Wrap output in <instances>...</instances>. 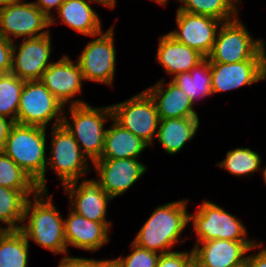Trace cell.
Segmentation results:
<instances>
[{
	"instance_id": "obj_31",
	"label": "cell",
	"mask_w": 266,
	"mask_h": 267,
	"mask_svg": "<svg viewBox=\"0 0 266 267\" xmlns=\"http://www.w3.org/2000/svg\"><path fill=\"white\" fill-rule=\"evenodd\" d=\"M25 81L11 72L0 75V115L16 123L20 96Z\"/></svg>"
},
{
	"instance_id": "obj_41",
	"label": "cell",
	"mask_w": 266,
	"mask_h": 267,
	"mask_svg": "<svg viewBox=\"0 0 266 267\" xmlns=\"http://www.w3.org/2000/svg\"><path fill=\"white\" fill-rule=\"evenodd\" d=\"M152 1H154L155 3H158L160 5L166 6V4L169 0H152ZM177 1L181 2V0H177Z\"/></svg>"
},
{
	"instance_id": "obj_5",
	"label": "cell",
	"mask_w": 266,
	"mask_h": 267,
	"mask_svg": "<svg viewBox=\"0 0 266 267\" xmlns=\"http://www.w3.org/2000/svg\"><path fill=\"white\" fill-rule=\"evenodd\" d=\"M206 58L210 63L266 60L265 43L262 39H253L237 17L220 25L212 51Z\"/></svg>"
},
{
	"instance_id": "obj_43",
	"label": "cell",
	"mask_w": 266,
	"mask_h": 267,
	"mask_svg": "<svg viewBox=\"0 0 266 267\" xmlns=\"http://www.w3.org/2000/svg\"><path fill=\"white\" fill-rule=\"evenodd\" d=\"M6 230V227L3 228L0 226V237L6 232Z\"/></svg>"
},
{
	"instance_id": "obj_35",
	"label": "cell",
	"mask_w": 266,
	"mask_h": 267,
	"mask_svg": "<svg viewBox=\"0 0 266 267\" xmlns=\"http://www.w3.org/2000/svg\"><path fill=\"white\" fill-rule=\"evenodd\" d=\"M13 43L0 35V75L11 72Z\"/></svg>"
},
{
	"instance_id": "obj_19",
	"label": "cell",
	"mask_w": 266,
	"mask_h": 267,
	"mask_svg": "<svg viewBox=\"0 0 266 267\" xmlns=\"http://www.w3.org/2000/svg\"><path fill=\"white\" fill-rule=\"evenodd\" d=\"M112 222H94L76 214L70 209L64 219L67 248L72 246L85 251L95 252L109 242V228Z\"/></svg>"
},
{
	"instance_id": "obj_34",
	"label": "cell",
	"mask_w": 266,
	"mask_h": 267,
	"mask_svg": "<svg viewBox=\"0 0 266 267\" xmlns=\"http://www.w3.org/2000/svg\"><path fill=\"white\" fill-rule=\"evenodd\" d=\"M109 262L110 260L106 259L97 260L91 258L66 256L62 258L58 267H105Z\"/></svg>"
},
{
	"instance_id": "obj_33",
	"label": "cell",
	"mask_w": 266,
	"mask_h": 267,
	"mask_svg": "<svg viewBox=\"0 0 266 267\" xmlns=\"http://www.w3.org/2000/svg\"><path fill=\"white\" fill-rule=\"evenodd\" d=\"M193 262V250L160 254L157 267H188Z\"/></svg>"
},
{
	"instance_id": "obj_8",
	"label": "cell",
	"mask_w": 266,
	"mask_h": 267,
	"mask_svg": "<svg viewBox=\"0 0 266 267\" xmlns=\"http://www.w3.org/2000/svg\"><path fill=\"white\" fill-rule=\"evenodd\" d=\"M189 222L197 235L195 243L213 239L256 241L247 238V229L241 220L211 201H202L197 212L189 214Z\"/></svg>"
},
{
	"instance_id": "obj_11",
	"label": "cell",
	"mask_w": 266,
	"mask_h": 267,
	"mask_svg": "<svg viewBox=\"0 0 266 267\" xmlns=\"http://www.w3.org/2000/svg\"><path fill=\"white\" fill-rule=\"evenodd\" d=\"M114 28L97 34L77 59L85 81H93L112 87L116 69ZM101 35V36H100Z\"/></svg>"
},
{
	"instance_id": "obj_40",
	"label": "cell",
	"mask_w": 266,
	"mask_h": 267,
	"mask_svg": "<svg viewBox=\"0 0 266 267\" xmlns=\"http://www.w3.org/2000/svg\"><path fill=\"white\" fill-rule=\"evenodd\" d=\"M17 1L18 0H0V9L4 8L5 6H8L9 4L17 2Z\"/></svg>"
},
{
	"instance_id": "obj_24",
	"label": "cell",
	"mask_w": 266,
	"mask_h": 267,
	"mask_svg": "<svg viewBox=\"0 0 266 267\" xmlns=\"http://www.w3.org/2000/svg\"><path fill=\"white\" fill-rule=\"evenodd\" d=\"M147 146L145 141L113 120L111 128L106 130L100 159H138Z\"/></svg>"
},
{
	"instance_id": "obj_44",
	"label": "cell",
	"mask_w": 266,
	"mask_h": 267,
	"mask_svg": "<svg viewBox=\"0 0 266 267\" xmlns=\"http://www.w3.org/2000/svg\"><path fill=\"white\" fill-rule=\"evenodd\" d=\"M261 171H263V177H264V181H265V183H266V167H264V169L263 170H261Z\"/></svg>"
},
{
	"instance_id": "obj_15",
	"label": "cell",
	"mask_w": 266,
	"mask_h": 267,
	"mask_svg": "<svg viewBox=\"0 0 266 267\" xmlns=\"http://www.w3.org/2000/svg\"><path fill=\"white\" fill-rule=\"evenodd\" d=\"M175 21L178 28L169 34L207 57L212 51L218 29L223 22L208 16L184 12L178 8Z\"/></svg>"
},
{
	"instance_id": "obj_22",
	"label": "cell",
	"mask_w": 266,
	"mask_h": 267,
	"mask_svg": "<svg viewBox=\"0 0 266 267\" xmlns=\"http://www.w3.org/2000/svg\"><path fill=\"white\" fill-rule=\"evenodd\" d=\"M57 15L61 23L79 34L96 37L103 30L99 15L87 0H65Z\"/></svg>"
},
{
	"instance_id": "obj_12",
	"label": "cell",
	"mask_w": 266,
	"mask_h": 267,
	"mask_svg": "<svg viewBox=\"0 0 266 267\" xmlns=\"http://www.w3.org/2000/svg\"><path fill=\"white\" fill-rule=\"evenodd\" d=\"M262 246L263 242L226 239L195 243L193 262L198 267H234L246 261V254L252 249Z\"/></svg>"
},
{
	"instance_id": "obj_10",
	"label": "cell",
	"mask_w": 266,
	"mask_h": 267,
	"mask_svg": "<svg viewBox=\"0 0 266 267\" xmlns=\"http://www.w3.org/2000/svg\"><path fill=\"white\" fill-rule=\"evenodd\" d=\"M24 2L18 0L0 9V35L12 43L16 38L28 39L50 33L47 29L51 26L50 19L33 2Z\"/></svg>"
},
{
	"instance_id": "obj_21",
	"label": "cell",
	"mask_w": 266,
	"mask_h": 267,
	"mask_svg": "<svg viewBox=\"0 0 266 267\" xmlns=\"http://www.w3.org/2000/svg\"><path fill=\"white\" fill-rule=\"evenodd\" d=\"M157 62L169 75L189 72L206 57L194 48L177 41L169 33L160 36L157 49Z\"/></svg>"
},
{
	"instance_id": "obj_2",
	"label": "cell",
	"mask_w": 266,
	"mask_h": 267,
	"mask_svg": "<svg viewBox=\"0 0 266 267\" xmlns=\"http://www.w3.org/2000/svg\"><path fill=\"white\" fill-rule=\"evenodd\" d=\"M187 201L182 199L158 205L132 242L159 254L172 252V247L185 242L179 238L189 223Z\"/></svg>"
},
{
	"instance_id": "obj_6",
	"label": "cell",
	"mask_w": 266,
	"mask_h": 267,
	"mask_svg": "<svg viewBox=\"0 0 266 267\" xmlns=\"http://www.w3.org/2000/svg\"><path fill=\"white\" fill-rule=\"evenodd\" d=\"M65 106L39 80L25 81L17 110L16 123L47 128L61 125Z\"/></svg>"
},
{
	"instance_id": "obj_27",
	"label": "cell",
	"mask_w": 266,
	"mask_h": 267,
	"mask_svg": "<svg viewBox=\"0 0 266 267\" xmlns=\"http://www.w3.org/2000/svg\"><path fill=\"white\" fill-rule=\"evenodd\" d=\"M29 198L21 190L0 186V222L7 225V230L21 229Z\"/></svg>"
},
{
	"instance_id": "obj_28",
	"label": "cell",
	"mask_w": 266,
	"mask_h": 267,
	"mask_svg": "<svg viewBox=\"0 0 266 267\" xmlns=\"http://www.w3.org/2000/svg\"><path fill=\"white\" fill-rule=\"evenodd\" d=\"M179 10L227 22L236 19L239 9L234 0H181Z\"/></svg>"
},
{
	"instance_id": "obj_37",
	"label": "cell",
	"mask_w": 266,
	"mask_h": 267,
	"mask_svg": "<svg viewBox=\"0 0 266 267\" xmlns=\"http://www.w3.org/2000/svg\"><path fill=\"white\" fill-rule=\"evenodd\" d=\"M14 122L0 115V151L3 150L11 126Z\"/></svg>"
},
{
	"instance_id": "obj_45",
	"label": "cell",
	"mask_w": 266,
	"mask_h": 267,
	"mask_svg": "<svg viewBox=\"0 0 266 267\" xmlns=\"http://www.w3.org/2000/svg\"><path fill=\"white\" fill-rule=\"evenodd\" d=\"M105 267H115V265L110 261Z\"/></svg>"
},
{
	"instance_id": "obj_25",
	"label": "cell",
	"mask_w": 266,
	"mask_h": 267,
	"mask_svg": "<svg viewBox=\"0 0 266 267\" xmlns=\"http://www.w3.org/2000/svg\"><path fill=\"white\" fill-rule=\"evenodd\" d=\"M195 102L198 98L208 97L213 94L211 84V63L205 58L202 62L184 72L173 76L171 80Z\"/></svg>"
},
{
	"instance_id": "obj_4",
	"label": "cell",
	"mask_w": 266,
	"mask_h": 267,
	"mask_svg": "<svg viewBox=\"0 0 266 267\" xmlns=\"http://www.w3.org/2000/svg\"><path fill=\"white\" fill-rule=\"evenodd\" d=\"M68 107L71 120L65 112L62 124L77 141L82 153L93 163L102 155L107 130L104 125L107 119H113L111 107H93L89 104Z\"/></svg>"
},
{
	"instance_id": "obj_14",
	"label": "cell",
	"mask_w": 266,
	"mask_h": 267,
	"mask_svg": "<svg viewBox=\"0 0 266 267\" xmlns=\"http://www.w3.org/2000/svg\"><path fill=\"white\" fill-rule=\"evenodd\" d=\"M39 81L66 107L65 104L83 105L87 102L81 99H72L82 92V84L85 81L83 73L77 62L69 56H62L57 62H53L42 72ZM71 102V103H70Z\"/></svg>"
},
{
	"instance_id": "obj_16",
	"label": "cell",
	"mask_w": 266,
	"mask_h": 267,
	"mask_svg": "<svg viewBox=\"0 0 266 267\" xmlns=\"http://www.w3.org/2000/svg\"><path fill=\"white\" fill-rule=\"evenodd\" d=\"M92 165L99 175L95 181L112 199L131 188L147 169L135 158L98 159Z\"/></svg>"
},
{
	"instance_id": "obj_32",
	"label": "cell",
	"mask_w": 266,
	"mask_h": 267,
	"mask_svg": "<svg viewBox=\"0 0 266 267\" xmlns=\"http://www.w3.org/2000/svg\"><path fill=\"white\" fill-rule=\"evenodd\" d=\"M131 253L126 257L110 260L115 267H157L160 254L131 243Z\"/></svg>"
},
{
	"instance_id": "obj_9",
	"label": "cell",
	"mask_w": 266,
	"mask_h": 267,
	"mask_svg": "<svg viewBox=\"0 0 266 267\" xmlns=\"http://www.w3.org/2000/svg\"><path fill=\"white\" fill-rule=\"evenodd\" d=\"M110 107L112 120L141 138L149 146L154 144L160 119L153 99L145 90Z\"/></svg>"
},
{
	"instance_id": "obj_1",
	"label": "cell",
	"mask_w": 266,
	"mask_h": 267,
	"mask_svg": "<svg viewBox=\"0 0 266 267\" xmlns=\"http://www.w3.org/2000/svg\"><path fill=\"white\" fill-rule=\"evenodd\" d=\"M24 221L26 223L22 224L20 230L28 241L31 239L56 255L62 253L67 256L64 219L47 191H38L32 199H28Z\"/></svg>"
},
{
	"instance_id": "obj_30",
	"label": "cell",
	"mask_w": 266,
	"mask_h": 267,
	"mask_svg": "<svg viewBox=\"0 0 266 267\" xmlns=\"http://www.w3.org/2000/svg\"><path fill=\"white\" fill-rule=\"evenodd\" d=\"M261 156L259 153L247 148H236L227 152L222 162L217 163L220 168H224L232 175L249 176L257 170H261Z\"/></svg>"
},
{
	"instance_id": "obj_18",
	"label": "cell",
	"mask_w": 266,
	"mask_h": 267,
	"mask_svg": "<svg viewBox=\"0 0 266 267\" xmlns=\"http://www.w3.org/2000/svg\"><path fill=\"white\" fill-rule=\"evenodd\" d=\"M63 186L71 205L69 209L94 222L107 221V205L113 200L95 181L83 179Z\"/></svg>"
},
{
	"instance_id": "obj_26",
	"label": "cell",
	"mask_w": 266,
	"mask_h": 267,
	"mask_svg": "<svg viewBox=\"0 0 266 267\" xmlns=\"http://www.w3.org/2000/svg\"><path fill=\"white\" fill-rule=\"evenodd\" d=\"M29 241L21 230L0 237V267H28Z\"/></svg>"
},
{
	"instance_id": "obj_46",
	"label": "cell",
	"mask_w": 266,
	"mask_h": 267,
	"mask_svg": "<svg viewBox=\"0 0 266 267\" xmlns=\"http://www.w3.org/2000/svg\"><path fill=\"white\" fill-rule=\"evenodd\" d=\"M188 267H198L194 262H192Z\"/></svg>"
},
{
	"instance_id": "obj_47",
	"label": "cell",
	"mask_w": 266,
	"mask_h": 267,
	"mask_svg": "<svg viewBox=\"0 0 266 267\" xmlns=\"http://www.w3.org/2000/svg\"><path fill=\"white\" fill-rule=\"evenodd\" d=\"M235 2H237V4H239L241 2V0H234Z\"/></svg>"
},
{
	"instance_id": "obj_7",
	"label": "cell",
	"mask_w": 266,
	"mask_h": 267,
	"mask_svg": "<svg viewBox=\"0 0 266 267\" xmlns=\"http://www.w3.org/2000/svg\"><path fill=\"white\" fill-rule=\"evenodd\" d=\"M52 140L47 167H51L59 177L62 186L78 181L91 171L88 158L82 153L79 144L63 125L52 126Z\"/></svg>"
},
{
	"instance_id": "obj_39",
	"label": "cell",
	"mask_w": 266,
	"mask_h": 267,
	"mask_svg": "<svg viewBox=\"0 0 266 267\" xmlns=\"http://www.w3.org/2000/svg\"><path fill=\"white\" fill-rule=\"evenodd\" d=\"M87 1L90 3L96 2V3L102 4L106 8L113 9L116 5L117 0H87Z\"/></svg>"
},
{
	"instance_id": "obj_17",
	"label": "cell",
	"mask_w": 266,
	"mask_h": 267,
	"mask_svg": "<svg viewBox=\"0 0 266 267\" xmlns=\"http://www.w3.org/2000/svg\"><path fill=\"white\" fill-rule=\"evenodd\" d=\"M266 79V60L211 63L213 94L234 90Z\"/></svg>"
},
{
	"instance_id": "obj_29",
	"label": "cell",
	"mask_w": 266,
	"mask_h": 267,
	"mask_svg": "<svg viewBox=\"0 0 266 267\" xmlns=\"http://www.w3.org/2000/svg\"><path fill=\"white\" fill-rule=\"evenodd\" d=\"M0 186L21 190L28 197L39 191L31 177L3 151H0Z\"/></svg>"
},
{
	"instance_id": "obj_36",
	"label": "cell",
	"mask_w": 266,
	"mask_h": 267,
	"mask_svg": "<svg viewBox=\"0 0 266 267\" xmlns=\"http://www.w3.org/2000/svg\"><path fill=\"white\" fill-rule=\"evenodd\" d=\"M64 1L65 0H37L33 3L50 19V25H53L55 24L57 17L52 14L51 9L55 8L56 11H58L59 7L64 3Z\"/></svg>"
},
{
	"instance_id": "obj_3",
	"label": "cell",
	"mask_w": 266,
	"mask_h": 267,
	"mask_svg": "<svg viewBox=\"0 0 266 267\" xmlns=\"http://www.w3.org/2000/svg\"><path fill=\"white\" fill-rule=\"evenodd\" d=\"M46 128L14 123L9 131L3 152L37 184L39 191L46 187Z\"/></svg>"
},
{
	"instance_id": "obj_13",
	"label": "cell",
	"mask_w": 266,
	"mask_h": 267,
	"mask_svg": "<svg viewBox=\"0 0 266 267\" xmlns=\"http://www.w3.org/2000/svg\"><path fill=\"white\" fill-rule=\"evenodd\" d=\"M50 33L39 37L23 39L19 45L13 43L11 73L24 81L39 80L53 62Z\"/></svg>"
},
{
	"instance_id": "obj_20",
	"label": "cell",
	"mask_w": 266,
	"mask_h": 267,
	"mask_svg": "<svg viewBox=\"0 0 266 267\" xmlns=\"http://www.w3.org/2000/svg\"><path fill=\"white\" fill-rule=\"evenodd\" d=\"M164 80L144 89L153 99L159 119L198 117L189 96L172 81L164 84Z\"/></svg>"
},
{
	"instance_id": "obj_38",
	"label": "cell",
	"mask_w": 266,
	"mask_h": 267,
	"mask_svg": "<svg viewBox=\"0 0 266 267\" xmlns=\"http://www.w3.org/2000/svg\"><path fill=\"white\" fill-rule=\"evenodd\" d=\"M256 254V255H255ZM249 267H266V248L247 256Z\"/></svg>"
},
{
	"instance_id": "obj_42",
	"label": "cell",
	"mask_w": 266,
	"mask_h": 267,
	"mask_svg": "<svg viewBox=\"0 0 266 267\" xmlns=\"http://www.w3.org/2000/svg\"><path fill=\"white\" fill-rule=\"evenodd\" d=\"M234 267H249L248 260H246L243 263H241V264H239L237 266H234Z\"/></svg>"
},
{
	"instance_id": "obj_23",
	"label": "cell",
	"mask_w": 266,
	"mask_h": 267,
	"mask_svg": "<svg viewBox=\"0 0 266 267\" xmlns=\"http://www.w3.org/2000/svg\"><path fill=\"white\" fill-rule=\"evenodd\" d=\"M198 128V117L160 119L156 138L165 153L173 155L194 138Z\"/></svg>"
}]
</instances>
